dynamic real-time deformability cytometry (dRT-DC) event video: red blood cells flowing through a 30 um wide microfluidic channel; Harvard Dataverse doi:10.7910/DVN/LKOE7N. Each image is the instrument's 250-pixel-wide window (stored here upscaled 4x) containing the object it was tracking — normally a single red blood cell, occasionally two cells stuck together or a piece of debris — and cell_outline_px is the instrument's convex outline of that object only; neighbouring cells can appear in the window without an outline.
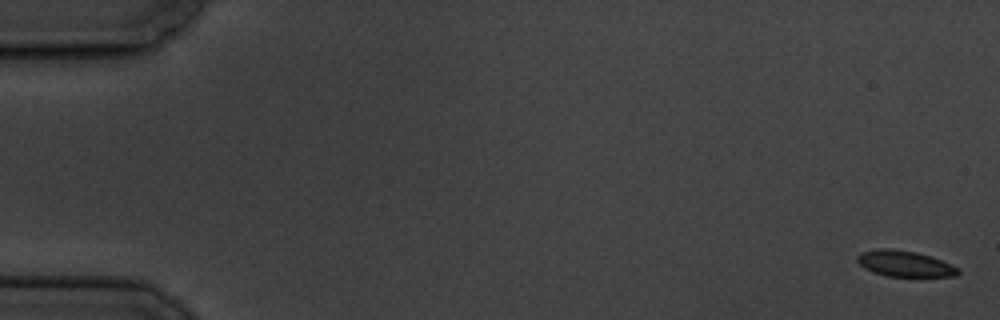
{"species": "common noctule bat (a hibernating species)", "species_latin": "Nyctalus noctula", "temperature_condition": "cold", "stored_images_in_passage": 6, "camera_frame_rate_fps": 3000, "um_per_image_px": 0.085, "animal": {"sex": "male", "body_mass_g": 19.5, "forearm_length_mm": 54.6}, "frame": {"image": 1, "passage_image": 1, "time_ms": 0.0, "image_size_px": [1000, 320], "cell_outline_px": [[960, 272], [956, 276], [888, 276], [872, 272], [864, 268], [856, 260], [856, 256], [860, 252], [880, 248], [888, 248], [916, 252], [952, 264], [960, 268]], "centroid_in_image_um": [76.88, 22.41], "position_along_channel_um": 8.1, "area_um2": 15.2}}
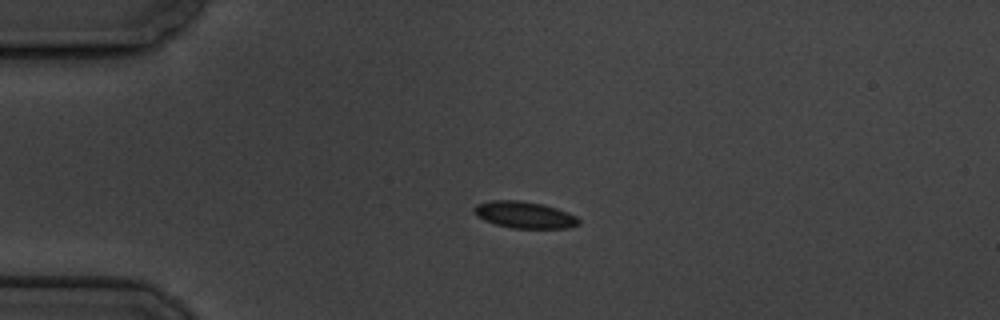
{"frame": {"image": 2, "passage_image": 4, "time_ms": 4.333, "image_size_px": [1000, 320], "cell_outline_px": [[580, 224], [568, 228], [512, 228], [496, 224], [484, 220], [476, 216], [472, 212], [472, 208], [476, 204], [492, 200], [516, 200], [540, 204], [556, 208], [568, 212], [576, 216], [580, 220]], "centroid_in_image_um": [44.55, 18.26], "position_along_channel_um": 40.4, "area_um2": 16.3}}
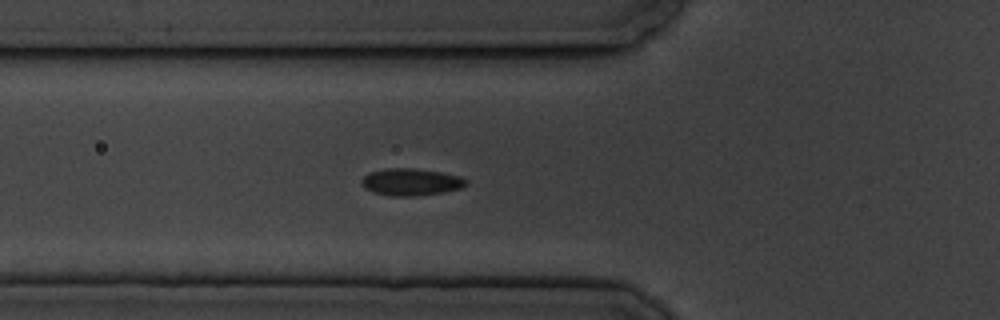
{"frame": {"image": 3, "passage_image": 6, "time_ms": 6.667, "image_size_px": [1000, 320], "cell_outline_px": [[468, 184], [460, 188], [444, 192], [412, 196], [388, 196], [372, 192], [364, 188], [360, 184], [360, 180], [368, 172], [384, 168], [412, 168], [440, 172], [460, 176], [468, 180]], "centroid_in_image_um": [34.88, 15.47], "position_along_channel_um": 90.9, "area_um2": 16.7}}